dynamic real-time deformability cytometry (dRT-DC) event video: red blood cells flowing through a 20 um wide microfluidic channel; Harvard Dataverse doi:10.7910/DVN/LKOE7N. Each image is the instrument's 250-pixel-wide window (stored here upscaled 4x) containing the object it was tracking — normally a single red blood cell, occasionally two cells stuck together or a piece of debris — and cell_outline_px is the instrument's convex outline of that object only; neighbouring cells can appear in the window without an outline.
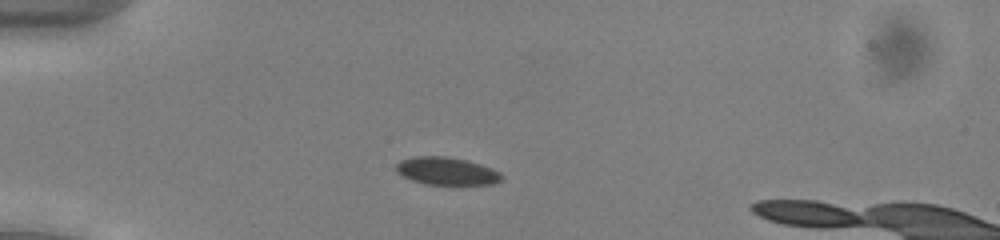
{"species": "common noctule bat (a hibernating species)", "species_latin": "Nyctalus noctula", "temperature_condition": "cold", "stored_images_in_passage": 40, "camera_frame_rate_fps": 3000, "um_per_image_px": 0.085, "animal": {"sex": "male", "body_mass_g": 13.0, "forearm_length_mm": 53.1}, "frame": {"image": 1, "passage_image": 4, "time_ms": 1.0, "image_size_px": [1000, 240], "cell_outline_px": [[504, 176], [500, 180], [492, 184], [424, 184], [412, 180], [396, 172], [396, 164], [400, 160], [412, 156], [448, 156], [480, 164], [492, 168], [500, 172]], "centroid_in_image_um": [37.94, 14.53], "position_along_channel_um": 47.1, "area_um2": 16.99}}
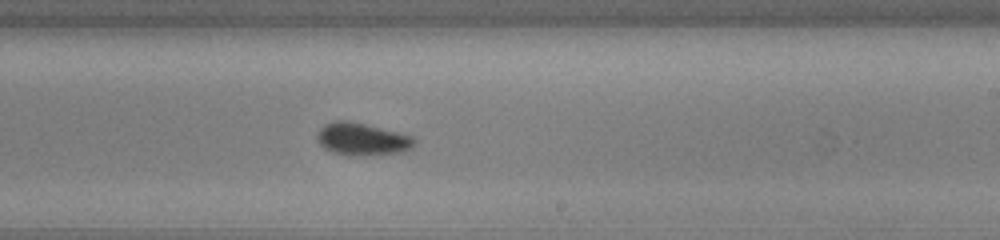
{"frame": {"image": 2, "passage_image": 22, "time_ms": 7.0, "image_size_px": [1000, 240], "cell_outline_px": [[416, 144], [412, 148], [404, 152], [368, 156], [348, 156], [332, 152], [324, 148], [316, 140], [316, 136], [320, 128], [324, 124], [336, 120], [344, 120], [364, 124], [400, 132], [412, 136], [416, 140]], "centroid_in_image_um": [30.79, 11.85], "position_along_channel_um": 258.2, "area_um2": 18.79}}
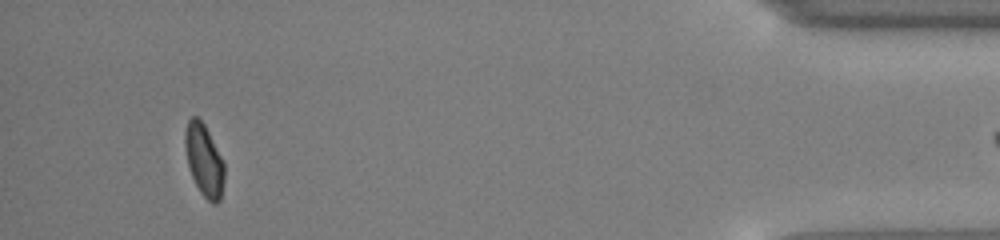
{"frame": {"image": 3, "passage_image": 39, "time_ms": 12.667, "image_size_px": [1000, 240], "cell_outline_px": [[224, 180], [220, 200], [216, 204], [212, 204], [200, 192], [188, 168], [184, 148], [184, 132], [188, 120], [192, 116], [196, 116], [204, 124], [224, 160]], "centroid_in_image_um": [17.34, 13.61], "position_along_channel_um": 417.9, "area_um2": 16.7}}